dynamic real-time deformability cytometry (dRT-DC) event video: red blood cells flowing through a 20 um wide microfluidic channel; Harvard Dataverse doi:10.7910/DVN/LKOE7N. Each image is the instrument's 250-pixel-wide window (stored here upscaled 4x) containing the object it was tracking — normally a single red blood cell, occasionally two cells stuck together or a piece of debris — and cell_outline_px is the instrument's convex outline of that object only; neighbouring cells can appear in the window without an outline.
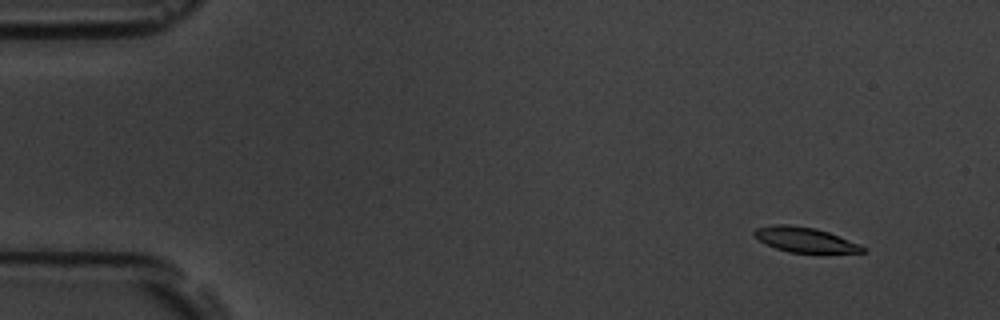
{"species": "common noctule bat (a hibernating species)", "species_latin": "Nyctalus noctula", "temperature_condition": "room temperature", "stored_images_in_passage": 16, "camera_frame_rate_fps": 3000, "um_per_image_px": 0.085, "animal": {"sex": "male", "body_mass_g": 19.5, "forearm_length_mm": 54.6}, "frame": {"image": 1, "passage_image": 2, "time_ms": 1.0, "image_size_px": [1000, 320], "cell_outline_px": [[868, 252], [788, 252], [764, 244], [752, 232], [756, 228], [772, 224], [788, 224], [816, 228], [828, 232], [860, 244]], "centroid_in_image_um": [68.38, 20.36], "position_along_channel_um": 16.6, "area_um2": 15.61}}
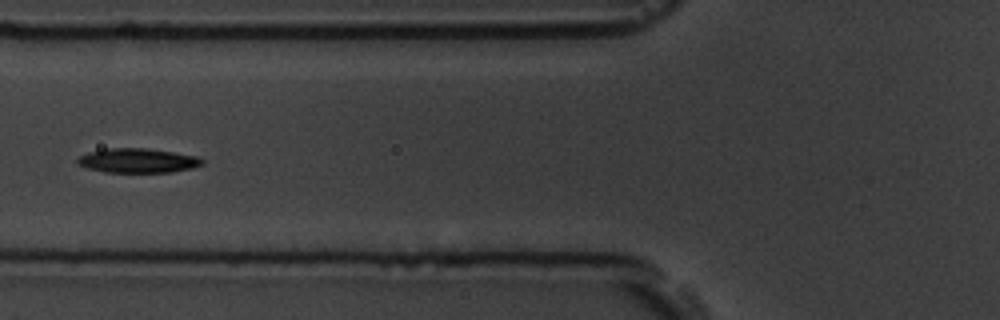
{"frame": {"image": 2, "passage_image": 6, "time_ms": 6.667, "image_size_px": [1000, 320], "cell_outline_px": [[204, 164], [192, 168], [172, 172], [104, 172], [88, 168], [76, 164], [76, 160], [80, 156], [88, 152], [104, 148], [148, 148], [200, 156], [204, 160]], "centroid_in_image_um": [11.73, 13.64], "position_along_channel_um": 114.1, "area_um2": 17.98}}
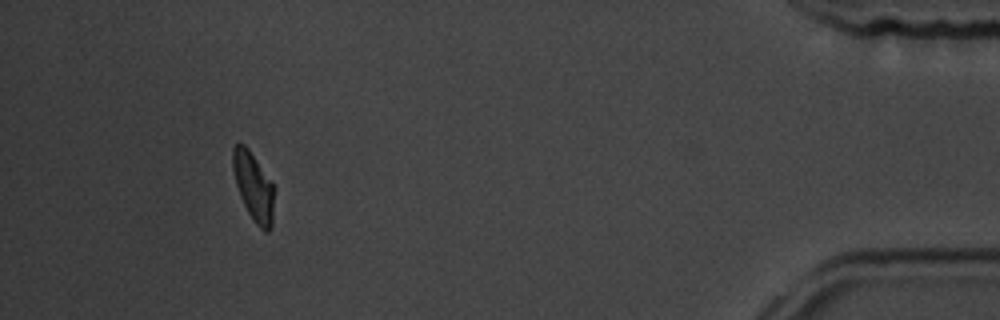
{"frame": {"image": 3, "passage_image": 15, "time_ms": 16.667, "image_size_px": [1000, 320], "cell_outline_px": [[272, 228], [268, 232], [264, 232], [252, 220], [240, 196], [236, 184], [232, 168], [232, 148], [236, 144], [244, 144], [248, 148], [272, 184]], "centroid_in_image_um": [21.51, 15.88], "position_along_channel_um": 413.7, "area_um2": 16.01}, "authors_computed_cell_mechanics": {"area_um2": 16.9065, "velocity_mm_per_s": 3.6428, "shape_relaxation_time_tau1_ms": 1.6885, "shape_relaxation_time_tau2_ms": 4.5861, "deformation_change_tau1": 0.0836, "deformation_change_tau2": 0.0763}}